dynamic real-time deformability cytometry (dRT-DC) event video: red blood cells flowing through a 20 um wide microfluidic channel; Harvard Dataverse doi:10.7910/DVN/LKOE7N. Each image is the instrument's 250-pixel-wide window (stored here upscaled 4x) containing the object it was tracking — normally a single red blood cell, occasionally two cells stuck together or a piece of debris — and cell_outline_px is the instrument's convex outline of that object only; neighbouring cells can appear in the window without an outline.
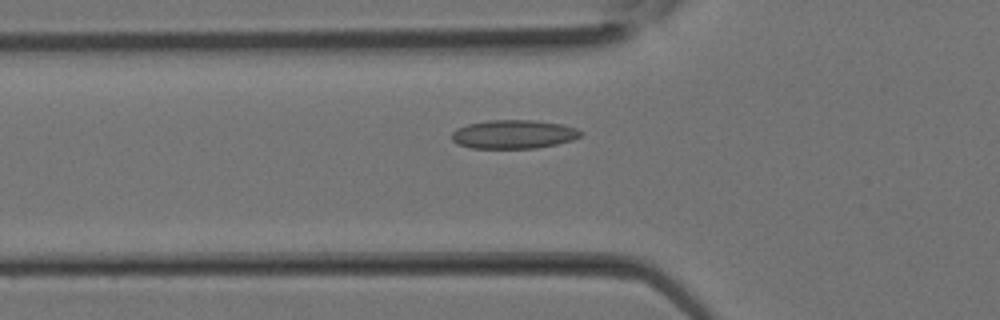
{"species": "Egyptian fruit bat (a non-hibernating species)", "species_latin": "Rousettus aegyptiacus", "temperature_condition": "room temperature", "stored_images_in_passage": 18, "camera_frame_rate_fps": 3000, "um_per_image_px": 0.085, "animal": {"sex": "female"}, "frame": {"image": 1, "passage_image": 6, "time_ms": 1.667, "image_size_px": [1000, 320], "cell_outline_px": [[584, 132], [580, 136], [572, 140], [556, 144], [536, 148], [472, 148], [456, 144], [452, 140], [452, 132], [456, 128], [468, 124], [488, 120], [532, 120], [560, 124], [576, 128]], "centroid_in_image_um": [43.63, 11.41], "position_along_channel_um": 82.2, "area_um2": 21.56}}
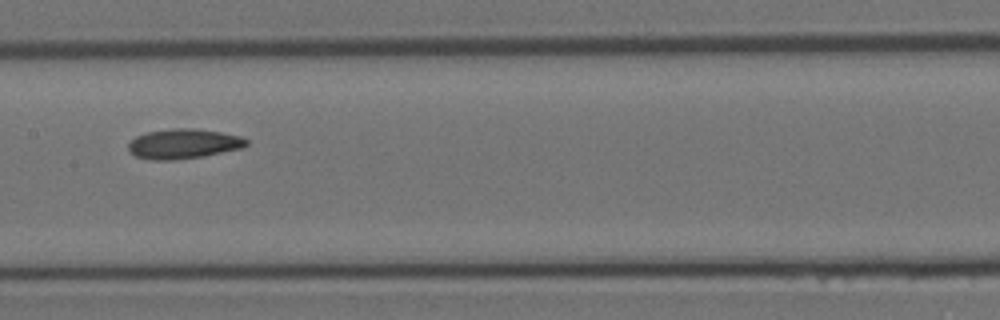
{"frame": {"image": 2, "passage_image": 11, "time_ms": 3.333, "image_size_px": [1000, 320], "cell_outline_px": [[248, 144], [244, 148], [204, 156], [172, 160], [148, 160], [136, 156], [128, 148], [128, 144], [136, 136], [148, 132], [176, 128], [184, 128], [220, 132], [240, 136], [248, 140]], "centroid_in_image_um": [15.62, 12.24], "position_along_channel_um": 191.8, "area_um2": 20.35}}
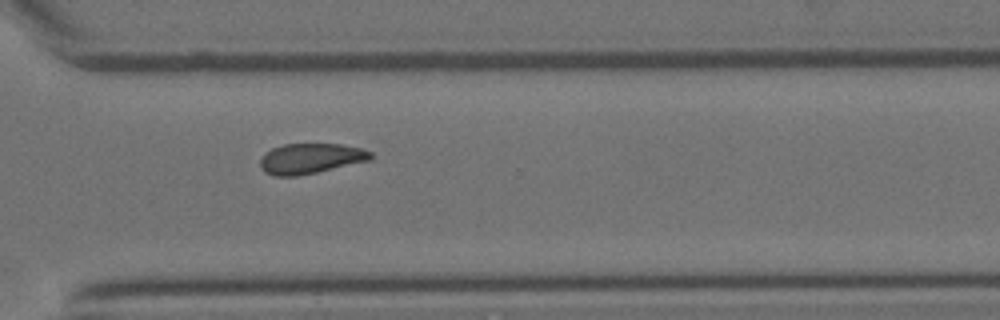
{"frame": {"image": 3, "passage_image": 18, "time_ms": 5.667, "image_size_px": [1000, 320], "cell_outline_px": [[372, 156], [368, 160], [316, 172], [296, 176], [272, 176], [264, 172], [260, 168], [260, 160], [264, 152], [272, 148], [284, 144], [340, 144], [360, 148], [372, 152]], "centroid_in_image_um": [26.32, 13.47], "position_along_channel_um": 344.3, "area_um2": 19.36}}